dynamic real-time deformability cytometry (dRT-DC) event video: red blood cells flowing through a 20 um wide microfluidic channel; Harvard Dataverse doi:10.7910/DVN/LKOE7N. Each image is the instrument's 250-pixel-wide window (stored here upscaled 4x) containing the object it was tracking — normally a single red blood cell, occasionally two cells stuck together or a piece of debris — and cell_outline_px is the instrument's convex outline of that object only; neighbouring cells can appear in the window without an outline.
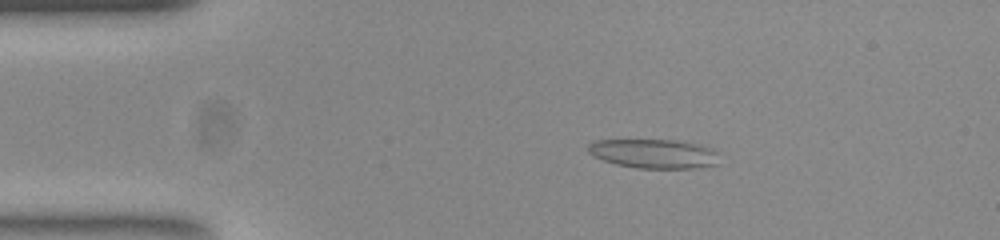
{"species": "common noctule bat (a hibernating species)", "species_latin": "Nyctalus noctula", "temperature_condition": "room temperature", "stored_images_in_passage": 53, "camera_frame_rate_fps": 3000, "um_per_image_px": 0.085, "animal": {"sex": "female", "body_mass_g": 23.0, "forearm_length_mm": 53.4}, "frame": {"image": 1, "passage_image": 10, "time_ms": 3.0, "image_size_px": [1000, 240], "cell_outline_px": [[716, 152], [712, 164], [688, 168], [640, 168], [616, 164], [604, 160], [588, 152], [588, 144], [596, 140], [668, 140], [692, 144], [708, 148]], "centroid_in_image_um": [55.43, 13.05], "position_along_channel_um": 29.6, "area_um2": 21.27}}
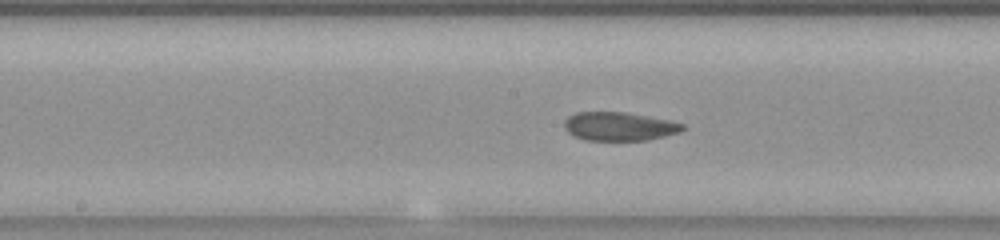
{"frame": {"image": 2, "passage_image": 27, "time_ms": 8.667, "image_size_px": [1000, 240], "cell_outline_px": [[684, 128], [680, 132], [648, 140], [584, 140], [568, 132], [564, 128], [564, 120], [568, 116], [576, 112], [624, 112], [668, 120], [684, 124]], "centroid_in_image_um": [52.61, 10.74], "position_along_channel_um": 195.6, "area_um2": 19.59}}
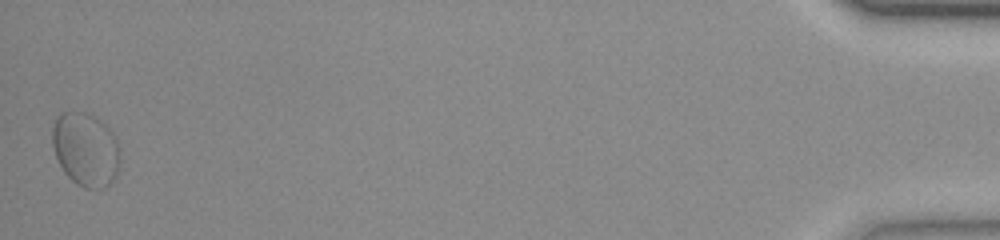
{"frame": {"image": 3, "passage_image": 53, "time_ms": 17.333, "image_size_px": [1000, 240], "cell_outline_px": [[116, 180], [104, 188], [84, 188], [76, 184], [64, 172], [56, 156], [52, 144], [52, 128], [60, 112], [84, 112], [104, 120], [116, 140]], "centroid_in_image_um": [7.24, 12.69], "position_along_channel_um": 428.0, "area_um2": 28.73}, "authors_computed_cell_mechanics": {"area_um2": 20.1722, "velocity_mm_per_s": 3.8199, "shape_relaxation_time_tau1_ms": null, "shape_relaxation_time_tau2_ms": 1.3256, "deformation_change_tau1": null, "deformation_change_tau2": 0.0503}}